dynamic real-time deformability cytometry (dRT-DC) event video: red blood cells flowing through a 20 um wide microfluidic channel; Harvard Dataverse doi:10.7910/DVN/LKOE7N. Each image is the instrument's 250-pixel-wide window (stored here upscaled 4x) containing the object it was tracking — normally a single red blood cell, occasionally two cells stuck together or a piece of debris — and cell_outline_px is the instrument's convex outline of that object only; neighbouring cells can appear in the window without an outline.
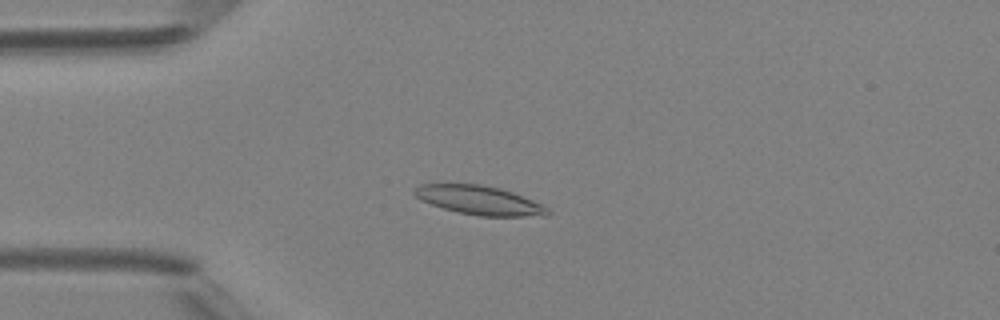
{"species": "Egyptian fruit bat (a non-hibernating species)", "species_latin": "Rousettus aegyptiacus", "temperature_condition": "room temperature", "stored_images_in_passage": 5, "camera_frame_rate_fps": 3000, "um_per_image_px": 0.085, "animal": {"sex": "female"}, "frame": {"image": 1, "passage_image": 4, "time_ms": 3.667, "image_size_px": [1000, 320], "cell_outline_px": [[552, 212], [548, 216], [480, 216], [460, 212], [444, 208], [420, 200], [412, 192], [420, 184], [480, 184], [500, 188], [512, 192], [544, 204]], "centroid_in_image_um": [40.81, 17.02], "position_along_channel_um": 44.2, "area_um2": 22.43}}